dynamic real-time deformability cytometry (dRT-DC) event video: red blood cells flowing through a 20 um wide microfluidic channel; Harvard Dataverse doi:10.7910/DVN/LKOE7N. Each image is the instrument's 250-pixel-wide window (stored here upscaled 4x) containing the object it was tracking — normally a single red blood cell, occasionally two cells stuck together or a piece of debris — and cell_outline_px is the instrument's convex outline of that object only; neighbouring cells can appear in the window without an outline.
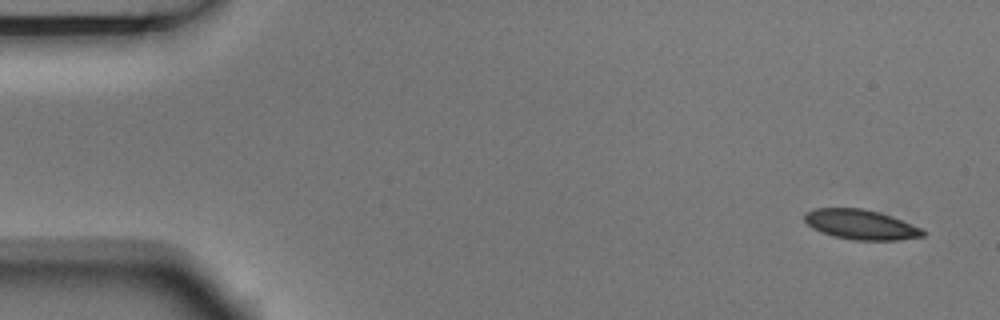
{"species": "Egyptian fruit bat (a non-hibernating species)", "species_latin": "Rousettus aegyptiacus", "temperature_condition": "room temperature", "stored_images_in_passage": 6, "camera_frame_rate_fps": 3000, "um_per_image_px": 0.085, "animal": {"sex": "male"}, "frame": {"image": 1, "passage_image": 1, "time_ms": 0.0, "image_size_px": [1000, 320], "cell_outline_px": [[928, 232], [924, 236], [896, 240], [852, 240], [832, 236], [820, 232], [812, 228], [804, 220], [804, 212], [816, 208], [860, 208], [892, 216], [924, 228]], "centroid_in_image_um": [73.19, 19.09], "position_along_channel_um": 11.8, "area_um2": 20.81}}
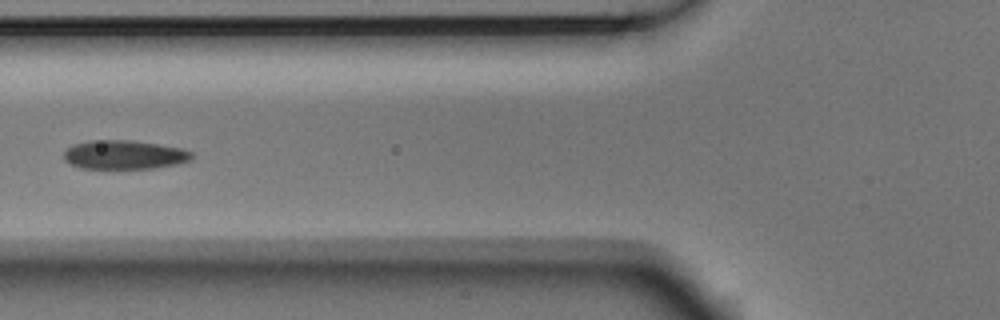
{"frame": {"image": 2, "passage_image": 6, "time_ms": 1.667, "image_size_px": [1000, 320], "cell_outline_px": [[192, 160], [176, 164], [152, 168], [80, 168], [68, 164], [64, 160], [64, 152], [72, 144], [88, 140], [132, 140], [180, 148], [192, 152]], "centroid_in_image_um": [10.51, 13.15], "position_along_channel_um": 115.3, "area_um2": 21.56}}